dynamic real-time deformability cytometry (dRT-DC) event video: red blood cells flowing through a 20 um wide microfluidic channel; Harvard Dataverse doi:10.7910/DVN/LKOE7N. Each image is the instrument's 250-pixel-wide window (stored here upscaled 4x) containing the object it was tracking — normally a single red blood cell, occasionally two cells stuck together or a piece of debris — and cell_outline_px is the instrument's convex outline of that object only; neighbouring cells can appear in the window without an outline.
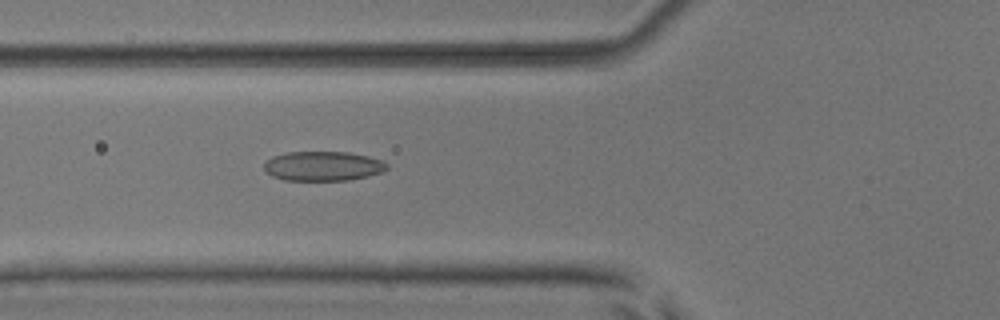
{"species": "common noctule bat (a hibernating species)", "species_latin": "Nyctalus noctula", "temperature_condition": "room temperature", "stored_images_in_passage": 54, "camera_frame_rate_fps": 3000, "um_per_image_px": 0.085, "animal": {"sex": "male", "body_mass_g": 17.9, "forearm_length_mm": 54.2}, "frame": {"image": 1, "passage_image": 21, "time_ms": 6.667, "image_size_px": [1000, 320], "cell_outline_px": [[388, 168], [380, 172], [368, 176], [348, 180], [284, 180], [272, 176], [264, 168], [264, 160], [272, 156], [288, 152], [348, 152], [368, 156], [380, 160], [388, 164]], "centroid_in_image_um": [27.42, 14.11], "position_along_channel_um": 98.4, "area_um2": 21.1}}
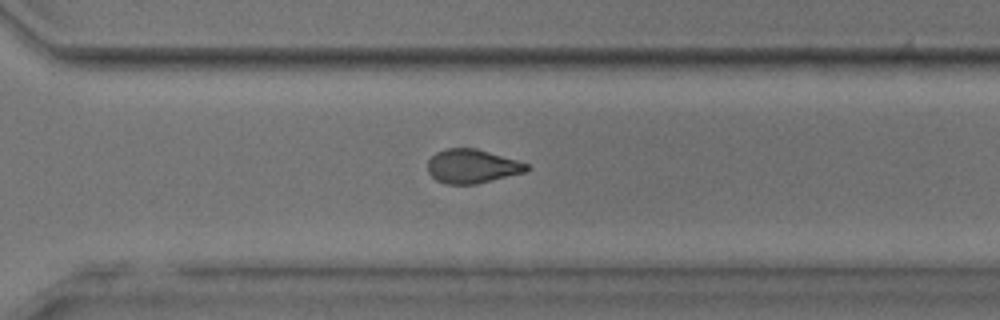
{"frame": {"image": 2, "passage_image": 39, "time_ms": 12.667, "image_size_px": [1000, 320], "cell_outline_px": [[532, 168], [524, 172], [476, 184], [444, 184], [436, 180], [428, 172], [428, 160], [436, 152], [448, 148], [476, 148], [516, 160], [528, 164]], "centroid_in_image_um": [40.11, 14.13], "position_along_channel_um": 330.5, "area_um2": 19.48}}
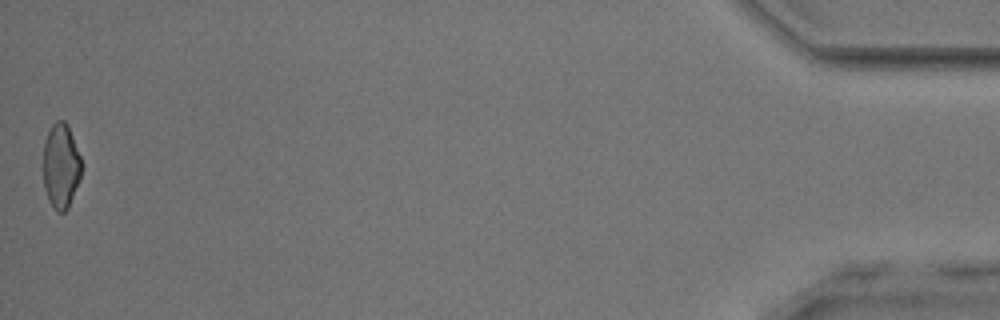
{"frame": {"image": 3, "passage_image": 54, "time_ms": 17.667, "image_size_px": [1000, 320], "cell_outline_px": [[80, 180], [68, 208], [64, 212], [56, 212], [52, 208], [48, 200], [44, 188], [44, 140], [52, 124], [56, 120], [64, 120], [68, 124], [80, 156]], "centroid_in_image_um": [5.17, 14.12], "position_along_channel_um": 430.0, "area_um2": 18.96}, "authors_computed_cell_mechanics": {"area_um2": 20.4612, "velocity_mm_per_s": 3.8753, "shape_relaxation_time_tau1_ms": 7.7599, "shape_relaxation_time_tau2_ms": 2.1153, "deformation_change_tau1": 0.1877, "deformation_change_tau2": 0.0714}}